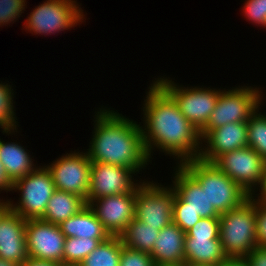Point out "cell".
<instances>
[{"label": "cell", "mask_w": 266, "mask_h": 266, "mask_svg": "<svg viewBox=\"0 0 266 266\" xmlns=\"http://www.w3.org/2000/svg\"><path fill=\"white\" fill-rule=\"evenodd\" d=\"M143 104L142 137L149 159L159 149L178 164L199 159L200 132L181 114L173 98L154 80ZM155 147V148H154Z\"/></svg>", "instance_id": "cell-1"}, {"label": "cell", "mask_w": 266, "mask_h": 266, "mask_svg": "<svg viewBox=\"0 0 266 266\" xmlns=\"http://www.w3.org/2000/svg\"><path fill=\"white\" fill-rule=\"evenodd\" d=\"M96 114L94 135L86 151L90 161L119 165L139 173L150 162L140 124L110 108L102 107Z\"/></svg>", "instance_id": "cell-2"}, {"label": "cell", "mask_w": 266, "mask_h": 266, "mask_svg": "<svg viewBox=\"0 0 266 266\" xmlns=\"http://www.w3.org/2000/svg\"><path fill=\"white\" fill-rule=\"evenodd\" d=\"M180 165L200 184L209 203L219 214L239 207L249 198L236 182L212 163L193 159Z\"/></svg>", "instance_id": "cell-3"}, {"label": "cell", "mask_w": 266, "mask_h": 266, "mask_svg": "<svg viewBox=\"0 0 266 266\" xmlns=\"http://www.w3.org/2000/svg\"><path fill=\"white\" fill-rule=\"evenodd\" d=\"M219 239L227 257H246L258 246L256 201L250 196L239 207L220 214Z\"/></svg>", "instance_id": "cell-4"}, {"label": "cell", "mask_w": 266, "mask_h": 266, "mask_svg": "<svg viewBox=\"0 0 266 266\" xmlns=\"http://www.w3.org/2000/svg\"><path fill=\"white\" fill-rule=\"evenodd\" d=\"M13 190H18L21 194L16 204L9 201L10 210L25 220H30L43 217L47 203L56 189L47 168L37 166L33 172L14 181Z\"/></svg>", "instance_id": "cell-5"}, {"label": "cell", "mask_w": 266, "mask_h": 266, "mask_svg": "<svg viewBox=\"0 0 266 266\" xmlns=\"http://www.w3.org/2000/svg\"><path fill=\"white\" fill-rule=\"evenodd\" d=\"M170 78H155V81L173 98L181 114L200 131L215 109L220 89L204 87H181Z\"/></svg>", "instance_id": "cell-6"}, {"label": "cell", "mask_w": 266, "mask_h": 266, "mask_svg": "<svg viewBox=\"0 0 266 266\" xmlns=\"http://www.w3.org/2000/svg\"><path fill=\"white\" fill-rule=\"evenodd\" d=\"M262 94L259 88L251 86L221 90L215 109L201 130H212L234 122H248L250 116L260 108Z\"/></svg>", "instance_id": "cell-7"}, {"label": "cell", "mask_w": 266, "mask_h": 266, "mask_svg": "<svg viewBox=\"0 0 266 266\" xmlns=\"http://www.w3.org/2000/svg\"><path fill=\"white\" fill-rule=\"evenodd\" d=\"M79 6L74 0H46L32 10L25 20V29L44 36L71 29L85 19Z\"/></svg>", "instance_id": "cell-8"}, {"label": "cell", "mask_w": 266, "mask_h": 266, "mask_svg": "<svg viewBox=\"0 0 266 266\" xmlns=\"http://www.w3.org/2000/svg\"><path fill=\"white\" fill-rule=\"evenodd\" d=\"M176 191L150 181L140 182L136 191L135 218L146 226L163 229L172 223Z\"/></svg>", "instance_id": "cell-9"}, {"label": "cell", "mask_w": 266, "mask_h": 266, "mask_svg": "<svg viewBox=\"0 0 266 266\" xmlns=\"http://www.w3.org/2000/svg\"><path fill=\"white\" fill-rule=\"evenodd\" d=\"M212 164L251 196L258 189L266 161L247 146L219 156Z\"/></svg>", "instance_id": "cell-10"}, {"label": "cell", "mask_w": 266, "mask_h": 266, "mask_svg": "<svg viewBox=\"0 0 266 266\" xmlns=\"http://www.w3.org/2000/svg\"><path fill=\"white\" fill-rule=\"evenodd\" d=\"M64 155L45 166L52 176L55 189L76 194L86 201L92 162L87 152L74 151Z\"/></svg>", "instance_id": "cell-11"}, {"label": "cell", "mask_w": 266, "mask_h": 266, "mask_svg": "<svg viewBox=\"0 0 266 266\" xmlns=\"http://www.w3.org/2000/svg\"><path fill=\"white\" fill-rule=\"evenodd\" d=\"M25 235L29 258L63 263L65 235L59 225L41 219L26 220Z\"/></svg>", "instance_id": "cell-12"}, {"label": "cell", "mask_w": 266, "mask_h": 266, "mask_svg": "<svg viewBox=\"0 0 266 266\" xmlns=\"http://www.w3.org/2000/svg\"><path fill=\"white\" fill-rule=\"evenodd\" d=\"M133 174V170L123 166L92 162L86 204L106 196L131 193L140 184Z\"/></svg>", "instance_id": "cell-13"}, {"label": "cell", "mask_w": 266, "mask_h": 266, "mask_svg": "<svg viewBox=\"0 0 266 266\" xmlns=\"http://www.w3.org/2000/svg\"><path fill=\"white\" fill-rule=\"evenodd\" d=\"M136 191L137 187L131 193L102 197L89 204L111 236H119L135 218Z\"/></svg>", "instance_id": "cell-14"}, {"label": "cell", "mask_w": 266, "mask_h": 266, "mask_svg": "<svg viewBox=\"0 0 266 266\" xmlns=\"http://www.w3.org/2000/svg\"><path fill=\"white\" fill-rule=\"evenodd\" d=\"M201 145L199 159L213 163L219 156L247 147V122H234L212 130H200Z\"/></svg>", "instance_id": "cell-15"}, {"label": "cell", "mask_w": 266, "mask_h": 266, "mask_svg": "<svg viewBox=\"0 0 266 266\" xmlns=\"http://www.w3.org/2000/svg\"><path fill=\"white\" fill-rule=\"evenodd\" d=\"M176 167L172 181L176 191L173 209H192L201 218H219L200 184L180 164Z\"/></svg>", "instance_id": "cell-16"}, {"label": "cell", "mask_w": 266, "mask_h": 266, "mask_svg": "<svg viewBox=\"0 0 266 266\" xmlns=\"http://www.w3.org/2000/svg\"><path fill=\"white\" fill-rule=\"evenodd\" d=\"M26 220L8 210L0 219V258L21 265L28 257Z\"/></svg>", "instance_id": "cell-17"}, {"label": "cell", "mask_w": 266, "mask_h": 266, "mask_svg": "<svg viewBox=\"0 0 266 266\" xmlns=\"http://www.w3.org/2000/svg\"><path fill=\"white\" fill-rule=\"evenodd\" d=\"M185 236L186 233L173 222L161 229L150 254L155 266L185 263Z\"/></svg>", "instance_id": "cell-18"}, {"label": "cell", "mask_w": 266, "mask_h": 266, "mask_svg": "<svg viewBox=\"0 0 266 266\" xmlns=\"http://www.w3.org/2000/svg\"><path fill=\"white\" fill-rule=\"evenodd\" d=\"M59 227L65 238H89L104 242L111 237L88 204L74 216L62 222Z\"/></svg>", "instance_id": "cell-19"}, {"label": "cell", "mask_w": 266, "mask_h": 266, "mask_svg": "<svg viewBox=\"0 0 266 266\" xmlns=\"http://www.w3.org/2000/svg\"><path fill=\"white\" fill-rule=\"evenodd\" d=\"M185 263L218 265L227 258L220 239L185 237Z\"/></svg>", "instance_id": "cell-20"}, {"label": "cell", "mask_w": 266, "mask_h": 266, "mask_svg": "<svg viewBox=\"0 0 266 266\" xmlns=\"http://www.w3.org/2000/svg\"><path fill=\"white\" fill-rule=\"evenodd\" d=\"M32 157L24 146L17 142H5L0 139V161L12 182L33 172L35 167Z\"/></svg>", "instance_id": "cell-21"}, {"label": "cell", "mask_w": 266, "mask_h": 266, "mask_svg": "<svg viewBox=\"0 0 266 266\" xmlns=\"http://www.w3.org/2000/svg\"><path fill=\"white\" fill-rule=\"evenodd\" d=\"M86 201L76 194L55 190L50 197L41 220L60 225L86 206Z\"/></svg>", "instance_id": "cell-22"}, {"label": "cell", "mask_w": 266, "mask_h": 266, "mask_svg": "<svg viewBox=\"0 0 266 266\" xmlns=\"http://www.w3.org/2000/svg\"><path fill=\"white\" fill-rule=\"evenodd\" d=\"M159 232L157 227L146 226L134 218L119 234V238L123 246L151 254Z\"/></svg>", "instance_id": "cell-23"}, {"label": "cell", "mask_w": 266, "mask_h": 266, "mask_svg": "<svg viewBox=\"0 0 266 266\" xmlns=\"http://www.w3.org/2000/svg\"><path fill=\"white\" fill-rule=\"evenodd\" d=\"M123 244L119 236H111L101 242L79 265L80 266H119Z\"/></svg>", "instance_id": "cell-24"}, {"label": "cell", "mask_w": 266, "mask_h": 266, "mask_svg": "<svg viewBox=\"0 0 266 266\" xmlns=\"http://www.w3.org/2000/svg\"><path fill=\"white\" fill-rule=\"evenodd\" d=\"M247 146L266 161V115L259 108L247 122Z\"/></svg>", "instance_id": "cell-25"}, {"label": "cell", "mask_w": 266, "mask_h": 266, "mask_svg": "<svg viewBox=\"0 0 266 266\" xmlns=\"http://www.w3.org/2000/svg\"><path fill=\"white\" fill-rule=\"evenodd\" d=\"M100 243L97 239L65 238L63 263L80 264Z\"/></svg>", "instance_id": "cell-26"}, {"label": "cell", "mask_w": 266, "mask_h": 266, "mask_svg": "<svg viewBox=\"0 0 266 266\" xmlns=\"http://www.w3.org/2000/svg\"><path fill=\"white\" fill-rule=\"evenodd\" d=\"M8 83H0V128L2 133L8 136L17 132V118L14 112L13 89ZM16 119V120H15ZM16 130V131H14Z\"/></svg>", "instance_id": "cell-27"}, {"label": "cell", "mask_w": 266, "mask_h": 266, "mask_svg": "<svg viewBox=\"0 0 266 266\" xmlns=\"http://www.w3.org/2000/svg\"><path fill=\"white\" fill-rule=\"evenodd\" d=\"M219 231V218H202L190 230L186 232L185 237L219 239Z\"/></svg>", "instance_id": "cell-28"}, {"label": "cell", "mask_w": 266, "mask_h": 266, "mask_svg": "<svg viewBox=\"0 0 266 266\" xmlns=\"http://www.w3.org/2000/svg\"><path fill=\"white\" fill-rule=\"evenodd\" d=\"M26 0H0V26L15 22L25 10Z\"/></svg>", "instance_id": "cell-29"}, {"label": "cell", "mask_w": 266, "mask_h": 266, "mask_svg": "<svg viewBox=\"0 0 266 266\" xmlns=\"http://www.w3.org/2000/svg\"><path fill=\"white\" fill-rule=\"evenodd\" d=\"M119 266H155L149 253L122 247Z\"/></svg>", "instance_id": "cell-30"}, {"label": "cell", "mask_w": 266, "mask_h": 266, "mask_svg": "<svg viewBox=\"0 0 266 266\" xmlns=\"http://www.w3.org/2000/svg\"><path fill=\"white\" fill-rule=\"evenodd\" d=\"M244 4V16L252 23L266 28V0H247Z\"/></svg>", "instance_id": "cell-31"}, {"label": "cell", "mask_w": 266, "mask_h": 266, "mask_svg": "<svg viewBox=\"0 0 266 266\" xmlns=\"http://www.w3.org/2000/svg\"><path fill=\"white\" fill-rule=\"evenodd\" d=\"M201 219L192 209H173L172 222L185 233Z\"/></svg>", "instance_id": "cell-32"}, {"label": "cell", "mask_w": 266, "mask_h": 266, "mask_svg": "<svg viewBox=\"0 0 266 266\" xmlns=\"http://www.w3.org/2000/svg\"><path fill=\"white\" fill-rule=\"evenodd\" d=\"M256 239L259 247H266V204L256 202Z\"/></svg>", "instance_id": "cell-33"}, {"label": "cell", "mask_w": 266, "mask_h": 266, "mask_svg": "<svg viewBox=\"0 0 266 266\" xmlns=\"http://www.w3.org/2000/svg\"><path fill=\"white\" fill-rule=\"evenodd\" d=\"M245 258L250 266H266V247H255Z\"/></svg>", "instance_id": "cell-34"}, {"label": "cell", "mask_w": 266, "mask_h": 266, "mask_svg": "<svg viewBox=\"0 0 266 266\" xmlns=\"http://www.w3.org/2000/svg\"><path fill=\"white\" fill-rule=\"evenodd\" d=\"M260 186H258L259 188V194H255L253 193L250 197L255 200L257 203H262V204H266V166L263 172V176L262 179L260 181ZM254 195H258V196H254ZM260 195V196H259ZM257 197V199L255 198Z\"/></svg>", "instance_id": "cell-35"}, {"label": "cell", "mask_w": 266, "mask_h": 266, "mask_svg": "<svg viewBox=\"0 0 266 266\" xmlns=\"http://www.w3.org/2000/svg\"><path fill=\"white\" fill-rule=\"evenodd\" d=\"M13 182L7 176L4 166L0 161V191L4 190L6 192L12 191Z\"/></svg>", "instance_id": "cell-36"}, {"label": "cell", "mask_w": 266, "mask_h": 266, "mask_svg": "<svg viewBox=\"0 0 266 266\" xmlns=\"http://www.w3.org/2000/svg\"><path fill=\"white\" fill-rule=\"evenodd\" d=\"M220 266H250L245 257H227Z\"/></svg>", "instance_id": "cell-37"}, {"label": "cell", "mask_w": 266, "mask_h": 266, "mask_svg": "<svg viewBox=\"0 0 266 266\" xmlns=\"http://www.w3.org/2000/svg\"><path fill=\"white\" fill-rule=\"evenodd\" d=\"M21 266H62V263L43 261L35 258H28L21 264Z\"/></svg>", "instance_id": "cell-38"}, {"label": "cell", "mask_w": 266, "mask_h": 266, "mask_svg": "<svg viewBox=\"0 0 266 266\" xmlns=\"http://www.w3.org/2000/svg\"><path fill=\"white\" fill-rule=\"evenodd\" d=\"M5 200H1L0 199V219L2 218V216L10 209L9 207V199L7 201Z\"/></svg>", "instance_id": "cell-39"}, {"label": "cell", "mask_w": 266, "mask_h": 266, "mask_svg": "<svg viewBox=\"0 0 266 266\" xmlns=\"http://www.w3.org/2000/svg\"><path fill=\"white\" fill-rule=\"evenodd\" d=\"M0 266H21V265L0 258Z\"/></svg>", "instance_id": "cell-40"}, {"label": "cell", "mask_w": 266, "mask_h": 266, "mask_svg": "<svg viewBox=\"0 0 266 266\" xmlns=\"http://www.w3.org/2000/svg\"><path fill=\"white\" fill-rule=\"evenodd\" d=\"M187 266H218V265L187 264Z\"/></svg>", "instance_id": "cell-41"}, {"label": "cell", "mask_w": 266, "mask_h": 266, "mask_svg": "<svg viewBox=\"0 0 266 266\" xmlns=\"http://www.w3.org/2000/svg\"><path fill=\"white\" fill-rule=\"evenodd\" d=\"M62 266H80L79 264H67V263H62Z\"/></svg>", "instance_id": "cell-42"}, {"label": "cell", "mask_w": 266, "mask_h": 266, "mask_svg": "<svg viewBox=\"0 0 266 266\" xmlns=\"http://www.w3.org/2000/svg\"><path fill=\"white\" fill-rule=\"evenodd\" d=\"M164 266H187L186 263L178 264V265H164Z\"/></svg>", "instance_id": "cell-43"}]
</instances>
